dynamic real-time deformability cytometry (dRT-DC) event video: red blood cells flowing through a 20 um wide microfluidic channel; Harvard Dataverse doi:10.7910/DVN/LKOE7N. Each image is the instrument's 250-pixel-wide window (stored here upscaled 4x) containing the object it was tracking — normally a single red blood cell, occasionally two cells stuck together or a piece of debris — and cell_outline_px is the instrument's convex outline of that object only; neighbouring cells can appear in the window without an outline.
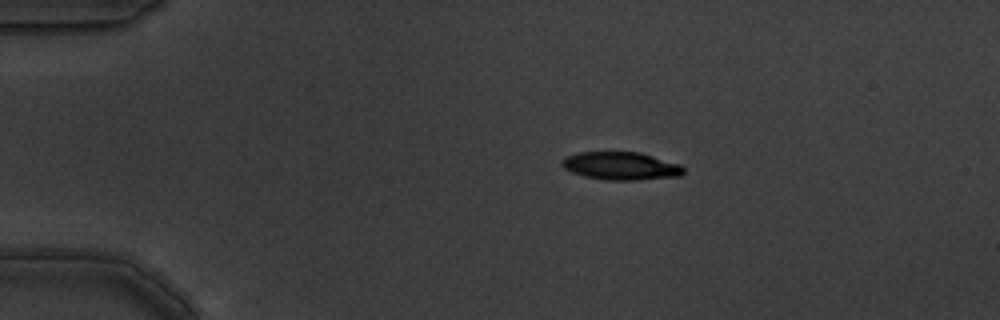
{"species": "common noctule bat (a hibernating species)", "species_latin": "Nyctalus noctula", "temperature_condition": "warm", "stored_images_in_passage": 4, "camera_frame_rate_fps": 3000, "um_per_image_px": 0.085, "animal": {"sex": "male", "body_mass_g": 19.5, "forearm_length_mm": 54.6}, "frame": {"image": 1, "passage_image": 1, "time_ms": 0.0, "image_size_px": [1000, 320], "cell_outline_px": [[684, 172], [680, 176], [636, 180], [608, 180], [584, 176], [572, 172], [564, 168], [560, 164], [560, 160], [568, 156], [580, 152], [640, 152], [680, 164], [684, 168]], "centroid_in_image_um": [52.78, 14.1], "position_along_channel_um": 32.2, "area_um2": 19.77}}
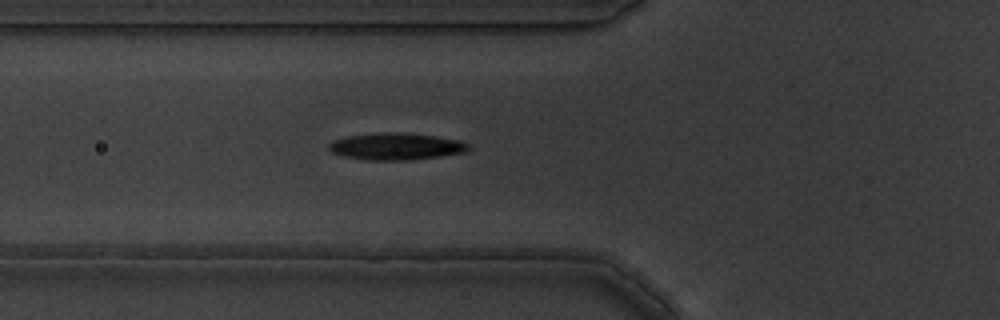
{"frame": {"image": 2, "passage_image": 4, "time_ms": 1.0, "image_size_px": [1000, 320], "cell_outline_px": [[472, 148], [464, 152], [440, 156], [408, 160], [368, 160], [344, 156], [332, 152], [328, 148], [328, 144], [332, 140], [344, 136], [380, 132], [404, 132], [436, 136], [460, 140], [468, 144]], "centroid_in_image_um": [33.65, 12.43], "position_along_channel_um": 92.2, "area_um2": 22.08}}